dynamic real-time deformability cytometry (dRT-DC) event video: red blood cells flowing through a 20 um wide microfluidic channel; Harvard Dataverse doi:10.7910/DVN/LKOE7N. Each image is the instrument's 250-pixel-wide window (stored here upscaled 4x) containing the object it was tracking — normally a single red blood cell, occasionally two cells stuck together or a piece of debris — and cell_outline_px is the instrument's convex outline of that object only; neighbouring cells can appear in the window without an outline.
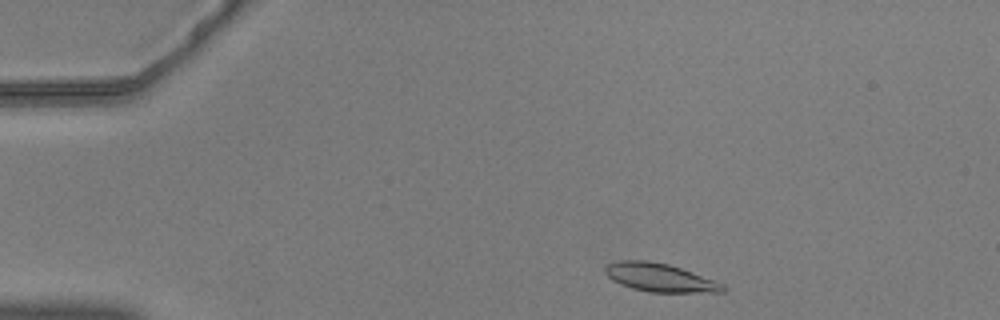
{"species": "common noctule bat (a hibernating species)", "species_latin": "Nyctalus noctula", "temperature_condition": "warm", "stored_images_in_passage": 46, "camera_frame_rate_fps": 3000, "um_per_image_px": 0.085, "animal": {"sex": "male", "body_mass_g": 20.5, "forearm_length_mm": 52.5}, "frame": {"image": 1, "passage_image": 2, "time_ms": 0.333, "image_size_px": [1000, 320], "cell_outline_px": [[728, 288], [724, 292], [648, 292], [632, 288], [620, 284], [612, 280], [604, 272], [604, 268], [608, 264], [616, 260], [648, 260], [668, 264], [716, 280], [724, 284]], "centroid_in_image_um": [56.09, 23.59], "position_along_channel_um": 28.9, "area_um2": 19.59}}
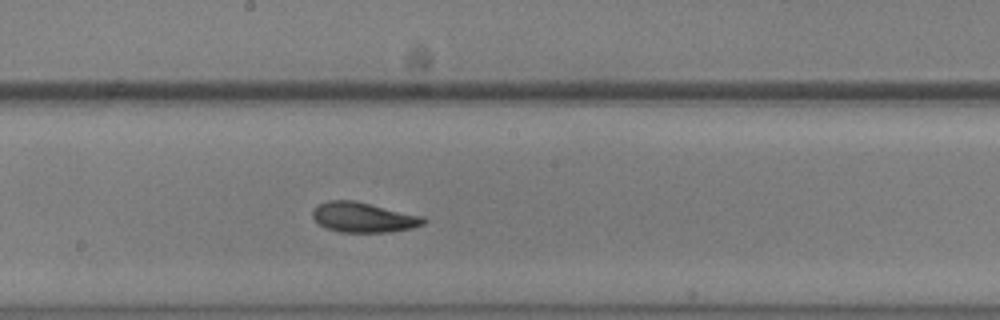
{"frame": {"image": 2, "passage_image": 23, "time_ms": 7.333, "image_size_px": [1000, 320], "cell_outline_px": [[428, 220], [424, 224], [412, 228], [388, 232], [340, 232], [328, 228], [320, 224], [312, 216], [312, 212], [316, 204], [328, 200], [352, 200], [424, 216]], "centroid_in_image_um": [30.9, 18.47], "position_along_channel_um": 217.3, "area_um2": 19.36}}
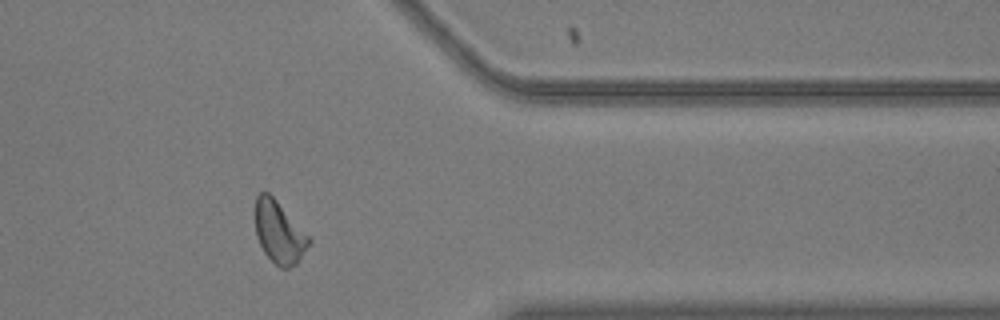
{"frame": {"image": 3, "passage_image": 38, "time_ms": 12.333, "image_size_px": [1000, 320], "cell_outline_px": [[312, 240], [296, 264], [288, 268], [280, 268], [264, 252], [256, 236], [256, 196], [260, 192], [268, 192], [276, 200]], "centroid_in_image_um": [23.72, 19.75], "position_along_channel_um": 387.7, "area_um2": 18.9}, "authors_computed_cell_mechanics": {"area_um2": 19.1896, "velocity_mm_per_s": 3.6652, "shape_relaxation_time_tau1_ms": 5.2725, "shape_relaxation_time_tau2_ms": 5.0328, "deformation_change_tau1": 0.1301, "deformation_change_tau2": 0.1055}}